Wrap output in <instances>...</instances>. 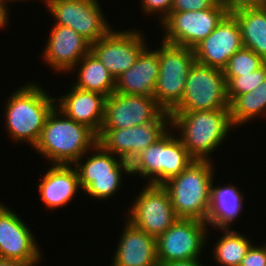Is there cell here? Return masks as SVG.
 I'll return each instance as SVG.
<instances>
[{
	"mask_svg": "<svg viewBox=\"0 0 266 266\" xmlns=\"http://www.w3.org/2000/svg\"><path fill=\"white\" fill-rule=\"evenodd\" d=\"M29 81L10 93L4 103L3 119L5 130L13 143L26 142L25 144L34 148L46 118L56 106V97L51 96L37 80Z\"/></svg>",
	"mask_w": 266,
	"mask_h": 266,
	"instance_id": "1",
	"label": "cell"
},
{
	"mask_svg": "<svg viewBox=\"0 0 266 266\" xmlns=\"http://www.w3.org/2000/svg\"><path fill=\"white\" fill-rule=\"evenodd\" d=\"M169 114L171 128L177 132V137L190 156L197 161L213 162L211 155L223 146V142L235 130L230 120V109L171 111Z\"/></svg>",
	"mask_w": 266,
	"mask_h": 266,
	"instance_id": "2",
	"label": "cell"
},
{
	"mask_svg": "<svg viewBox=\"0 0 266 266\" xmlns=\"http://www.w3.org/2000/svg\"><path fill=\"white\" fill-rule=\"evenodd\" d=\"M96 143L97 135L90 128L68 118L55 106L32 149L49 164L73 165Z\"/></svg>",
	"mask_w": 266,
	"mask_h": 266,
	"instance_id": "3",
	"label": "cell"
},
{
	"mask_svg": "<svg viewBox=\"0 0 266 266\" xmlns=\"http://www.w3.org/2000/svg\"><path fill=\"white\" fill-rule=\"evenodd\" d=\"M215 167L212 161L194 160L178 176L163 184L178 218L207 221Z\"/></svg>",
	"mask_w": 266,
	"mask_h": 266,
	"instance_id": "4",
	"label": "cell"
},
{
	"mask_svg": "<svg viewBox=\"0 0 266 266\" xmlns=\"http://www.w3.org/2000/svg\"><path fill=\"white\" fill-rule=\"evenodd\" d=\"M158 48L159 75L153 97L170 113L181 101L186 79L196 62L193 49L165 43Z\"/></svg>",
	"mask_w": 266,
	"mask_h": 266,
	"instance_id": "5",
	"label": "cell"
},
{
	"mask_svg": "<svg viewBox=\"0 0 266 266\" xmlns=\"http://www.w3.org/2000/svg\"><path fill=\"white\" fill-rule=\"evenodd\" d=\"M230 12L226 0H219L212 8L201 11L170 12L159 24L162 41L193 49L218 26Z\"/></svg>",
	"mask_w": 266,
	"mask_h": 266,
	"instance_id": "6",
	"label": "cell"
},
{
	"mask_svg": "<svg viewBox=\"0 0 266 266\" xmlns=\"http://www.w3.org/2000/svg\"><path fill=\"white\" fill-rule=\"evenodd\" d=\"M73 165L79 175L82 193L91 199L108 201L109 198L116 197L123 186L124 180L117 167L116 155L106 151L98 143Z\"/></svg>",
	"mask_w": 266,
	"mask_h": 266,
	"instance_id": "7",
	"label": "cell"
},
{
	"mask_svg": "<svg viewBox=\"0 0 266 266\" xmlns=\"http://www.w3.org/2000/svg\"><path fill=\"white\" fill-rule=\"evenodd\" d=\"M221 109H230L224 72L195 62L186 79L182 99L172 111Z\"/></svg>",
	"mask_w": 266,
	"mask_h": 266,
	"instance_id": "8",
	"label": "cell"
},
{
	"mask_svg": "<svg viewBox=\"0 0 266 266\" xmlns=\"http://www.w3.org/2000/svg\"><path fill=\"white\" fill-rule=\"evenodd\" d=\"M206 222L178 218L163 234L156 238L158 263L202 259L211 234ZM208 239V240H207Z\"/></svg>",
	"mask_w": 266,
	"mask_h": 266,
	"instance_id": "9",
	"label": "cell"
},
{
	"mask_svg": "<svg viewBox=\"0 0 266 266\" xmlns=\"http://www.w3.org/2000/svg\"><path fill=\"white\" fill-rule=\"evenodd\" d=\"M45 6L54 24L72 28L91 44L112 29L98 0H47Z\"/></svg>",
	"mask_w": 266,
	"mask_h": 266,
	"instance_id": "10",
	"label": "cell"
},
{
	"mask_svg": "<svg viewBox=\"0 0 266 266\" xmlns=\"http://www.w3.org/2000/svg\"><path fill=\"white\" fill-rule=\"evenodd\" d=\"M140 154L147 185H163L194 161L172 128Z\"/></svg>",
	"mask_w": 266,
	"mask_h": 266,
	"instance_id": "11",
	"label": "cell"
},
{
	"mask_svg": "<svg viewBox=\"0 0 266 266\" xmlns=\"http://www.w3.org/2000/svg\"><path fill=\"white\" fill-rule=\"evenodd\" d=\"M124 216L136 228L158 237L172 226L178 217L173 210L168 191L163 185H143Z\"/></svg>",
	"mask_w": 266,
	"mask_h": 266,
	"instance_id": "12",
	"label": "cell"
},
{
	"mask_svg": "<svg viewBox=\"0 0 266 266\" xmlns=\"http://www.w3.org/2000/svg\"><path fill=\"white\" fill-rule=\"evenodd\" d=\"M119 30L112 28L103 38L92 43L90 49L115 79L133 66L148 46L144 31L135 27Z\"/></svg>",
	"mask_w": 266,
	"mask_h": 266,
	"instance_id": "13",
	"label": "cell"
},
{
	"mask_svg": "<svg viewBox=\"0 0 266 266\" xmlns=\"http://www.w3.org/2000/svg\"><path fill=\"white\" fill-rule=\"evenodd\" d=\"M32 229L13 208L0 201V258L19 261L28 266H39L43 249Z\"/></svg>",
	"mask_w": 266,
	"mask_h": 266,
	"instance_id": "14",
	"label": "cell"
},
{
	"mask_svg": "<svg viewBox=\"0 0 266 266\" xmlns=\"http://www.w3.org/2000/svg\"><path fill=\"white\" fill-rule=\"evenodd\" d=\"M165 111L153 96L113 93L106 97L101 129H125L155 122Z\"/></svg>",
	"mask_w": 266,
	"mask_h": 266,
	"instance_id": "15",
	"label": "cell"
},
{
	"mask_svg": "<svg viewBox=\"0 0 266 266\" xmlns=\"http://www.w3.org/2000/svg\"><path fill=\"white\" fill-rule=\"evenodd\" d=\"M242 47L239 22L229 12L213 32L193 48V51L197 63L223 71L229 58Z\"/></svg>",
	"mask_w": 266,
	"mask_h": 266,
	"instance_id": "16",
	"label": "cell"
},
{
	"mask_svg": "<svg viewBox=\"0 0 266 266\" xmlns=\"http://www.w3.org/2000/svg\"><path fill=\"white\" fill-rule=\"evenodd\" d=\"M171 128V116L164 112L155 122L125 129H101L97 143L106 151L118 155L125 151L145 150Z\"/></svg>",
	"mask_w": 266,
	"mask_h": 266,
	"instance_id": "17",
	"label": "cell"
},
{
	"mask_svg": "<svg viewBox=\"0 0 266 266\" xmlns=\"http://www.w3.org/2000/svg\"><path fill=\"white\" fill-rule=\"evenodd\" d=\"M51 28L41 54L42 60L54 73L70 74L74 66L90 52L91 43L70 27L53 23Z\"/></svg>",
	"mask_w": 266,
	"mask_h": 266,
	"instance_id": "18",
	"label": "cell"
},
{
	"mask_svg": "<svg viewBox=\"0 0 266 266\" xmlns=\"http://www.w3.org/2000/svg\"><path fill=\"white\" fill-rule=\"evenodd\" d=\"M123 227L110 266H159L156 237L136 228L126 219Z\"/></svg>",
	"mask_w": 266,
	"mask_h": 266,
	"instance_id": "19",
	"label": "cell"
},
{
	"mask_svg": "<svg viewBox=\"0 0 266 266\" xmlns=\"http://www.w3.org/2000/svg\"><path fill=\"white\" fill-rule=\"evenodd\" d=\"M70 85L65 95L56 97V107L98 135L104 122L106 96Z\"/></svg>",
	"mask_w": 266,
	"mask_h": 266,
	"instance_id": "20",
	"label": "cell"
},
{
	"mask_svg": "<svg viewBox=\"0 0 266 266\" xmlns=\"http://www.w3.org/2000/svg\"><path fill=\"white\" fill-rule=\"evenodd\" d=\"M38 184V194L46 210L68 205L81 192L79 175L74 165L51 164Z\"/></svg>",
	"mask_w": 266,
	"mask_h": 266,
	"instance_id": "21",
	"label": "cell"
},
{
	"mask_svg": "<svg viewBox=\"0 0 266 266\" xmlns=\"http://www.w3.org/2000/svg\"><path fill=\"white\" fill-rule=\"evenodd\" d=\"M148 45L135 64L115 79V93L153 96L159 75L158 48Z\"/></svg>",
	"mask_w": 266,
	"mask_h": 266,
	"instance_id": "22",
	"label": "cell"
},
{
	"mask_svg": "<svg viewBox=\"0 0 266 266\" xmlns=\"http://www.w3.org/2000/svg\"><path fill=\"white\" fill-rule=\"evenodd\" d=\"M214 180L216 179H213L211 185V202L206 223L214 229L232 228L243 212L245 195L235 184L215 185Z\"/></svg>",
	"mask_w": 266,
	"mask_h": 266,
	"instance_id": "23",
	"label": "cell"
},
{
	"mask_svg": "<svg viewBox=\"0 0 266 266\" xmlns=\"http://www.w3.org/2000/svg\"><path fill=\"white\" fill-rule=\"evenodd\" d=\"M239 22L243 47L266 61V4L230 7Z\"/></svg>",
	"mask_w": 266,
	"mask_h": 266,
	"instance_id": "24",
	"label": "cell"
},
{
	"mask_svg": "<svg viewBox=\"0 0 266 266\" xmlns=\"http://www.w3.org/2000/svg\"><path fill=\"white\" fill-rule=\"evenodd\" d=\"M75 72L77 80L72 85L76 88L97 92L106 97L114 93L115 78L91 51L70 71L73 77Z\"/></svg>",
	"mask_w": 266,
	"mask_h": 266,
	"instance_id": "25",
	"label": "cell"
},
{
	"mask_svg": "<svg viewBox=\"0 0 266 266\" xmlns=\"http://www.w3.org/2000/svg\"><path fill=\"white\" fill-rule=\"evenodd\" d=\"M230 120L234 128L266 117V79L251 92L237 96L230 104Z\"/></svg>",
	"mask_w": 266,
	"mask_h": 266,
	"instance_id": "26",
	"label": "cell"
},
{
	"mask_svg": "<svg viewBox=\"0 0 266 266\" xmlns=\"http://www.w3.org/2000/svg\"><path fill=\"white\" fill-rule=\"evenodd\" d=\"M222 231L221 237L217 238L212 245L211 254L215 263L220 266H240L243 257L247 254L253 244L247 235L232 228L216 229Z\"/></svg>",
	"mask_w": 266,
	"mask_h": 266,
	"instance_id": "27",
	"label": "cell"
},
{
	"mask_svg": "<svg viewBox=\"0 0 266 266\" xmlns=\"http://www.w3.org/2000/svg\"><path fill=\"white\" fill-rule=\"evenodd\" d=\"M229 104L239 95L251 92L266 79V63L256 71L241 76H224Z\"/></svg>",
	"mask_w": 266,
	"mask_h": 266,
	"instance_id": "28",
	"label": "cell"
},
{
	"mask_svg": "<svg viewBox=\"0 0 266 266\" xmlns=\"http://www.w3.org/2000/svg\"><path fill=\"white\" fill-rule=\"evenodd\" d=\"M265 63L266 61L254 51L242 47L229 58L228 64L223 70L224 76H241V74L256 71Z\"/></svg>",
	"mask_w": 266,
	"mask_h": 266,
	"instance_id": "29",
	"label": "cell"
},
{
	"mask_svg": "<svg viewBox=\"0 0 266 266\" xmlns=\"http://www.w3.org/2000/svg\"><path fill=\"white\" fill-rule=\"evenodd\" d=\"M117 167L123 176L133 175L141 177L145 181V169L141 160V154L138 151H125L116 155ZM126 174V175H125ZM137 174V175H136Z\"/></svg>",
	"mask_w": 266,
	"mask_h": 266,
	"instance_id": "30",
	"label": "cell"
},
{
	"mask_svg": "<svg viewBox=\"0 0 266 266\" xmlns=\"http://www.w3.org/2000/svg\"><path fill=\"white\" fill-rule=\"evenodd\" d=\"M141 3L142 15L145 13V16H155L159 19L161 23L171 12V8L174 0H139ZM160 15V16H158Z\"/></svg>",
	"mask_w": 266,
	"mask_h": 266,
	"instance_id": "31",
	"label": "cell"
},
{
	"mask_svg": "<svg viewBox=\"0 0 266 266\" xmlns=\"http://www.w3.org/2000/svg\"><path fill=\"white\" fill-rule=\"evenodd\" d=\"M219 0H174L171 12L201 11L212 8Z\"/></svg>",
	"mask_w": 266,
	"mask_h": 266,
	"instance_id": "32",
	"label": "cell"
},
{
	"mask_svg": "<svg viewBox=\"0 0 266 266\" xmlns=\"http://www.w3.org/2000/svg\"><path fill=\"white\" fill-rule=\"evenodd\" d=\"M240 266H266V242L263 245L252 244Z\"/></svg>",
	"mask_w": 266,
	"mask_h": 266,
	"instance_id": "33",
	"label": "cell"
},
{
	"mask_svg": "<svg viewBox=\"0 0 266 266\" xmlns=\"http://www.w3.org/2000/svg\"><path fill=\"white\" fill-rule=\"evenodd\" d=\"M8 4L4 0H0V30L5 29L9 25V11ZM9 11V12H8Z\"/></svg>",
	"mask_w": 266,
	"mask_h": 266,
	"instance_id": "34",
	"label": "cell"
},
{
	"mask_svg": "<svg viewBox=\"0 0 266 266\" xmlns=\"http://www.w3.org/2000/svg\"><path fill=\"white\" fill-rule=\"evenodd\" d=\"M159 266H204V263L201 261V259H192L171 261L168 263L159 264Z\"/></svg>",
	"mask_w": 266,
	"mask_h": 266,
	"instance_id": "35",
	"label": "cell"
},
{
	"mask_svg": "<svg viewBox=\"0 0 266 266\" xmlns=\"http://www.w3.org/2000/svg\"><path fill=\"white\" fill-rule=\"evenodd\" d=\"M230 7H236L240 5H257L266 4V0H226Z\"/></svg>",
	"mask_w": 266,
	"mask_h": 266,
	"instance_id": "36",
	"label": "cell"
},
{
	"mask_svg": "<svg viewBox=\"0 0 266 266\" xmlns=\"http://www.w3.org/2000/svg\"><path fill=\"white\" fill-rule=\"evenodd\" d=\"M0 266H28L19 261L0 258Z\"/></svg>",
	"mask_w": 266,
	"mask_h": 266,
	"instance_id": "37",
	"label": "cell"
},
{
	"mask_svg": "<svg viewBox=\"0 0 266 266\" xmlns=\"http://www.w3.org/2000/svg\"><path fill=\"white\" fill-rule=\"evenodd\" d=\"M8 5H10V3H15V1L16 2H25V0H4ZM26 1H28V0H26ZM33 1V0H32ZM35 1V0H34ZM40 1H42V2H44V5H46V2H47V0H40ZM30 2H31V0H30Z\"/></svg>",
	"mask_w": 266,
	"mask_h": 266,
	"instance_id": "38",
	"label": "cell"
}]
</instances>
